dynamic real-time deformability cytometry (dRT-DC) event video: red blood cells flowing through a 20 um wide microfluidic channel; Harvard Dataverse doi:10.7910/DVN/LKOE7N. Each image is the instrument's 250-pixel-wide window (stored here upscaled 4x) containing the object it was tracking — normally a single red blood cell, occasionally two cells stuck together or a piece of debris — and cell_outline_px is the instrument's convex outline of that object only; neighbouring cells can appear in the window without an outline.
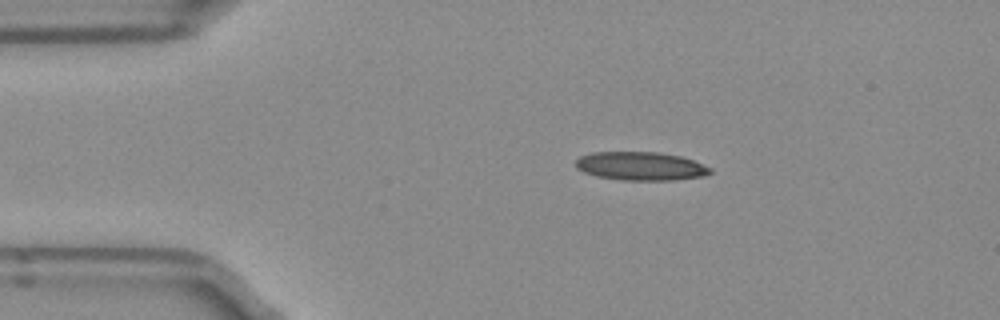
{"species": "Egyptian fruit bat (a non-hibernating species)", "species_latin": "Rousettus aegyptiacus", "temperature_condition": "room temperature", "stored_images_in_passage": 48, "camera_frame_rate_fps": 3000, "um_per_image_px": 0.085, "frame": {"image": 1, "passage_image": 7, "time_ms": 2.0, "image_size_px": [1000, 320], "cell_outline_px": [[712, 172], [700, 176], [672, 180], [624, 180], [600, 176], [584, 172], [576, 168], [576, 160], [580, 156], [592, 152], [656, 152], [680, 156], [692, 160], [712, 168]], "centroid_in_image_um": [54.44, 14.11], "position_along_channel_um": 30.6, "area_um2": 22.02}}
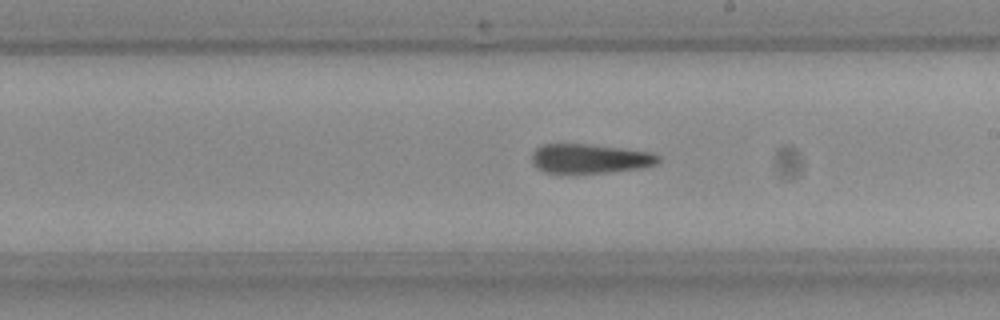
{"frame": {"image": 2, "passage_image": 26, "time_ms": 8.333, "image_size_px": [1000, 320], "cell_outline_px": [[660, 160], [656, 164], [640, 168], [608, 172], [560, 176], [544, 172], [536, 168], [532, 164], [532, 152], [536, 148], [544, 144], [584, 144], [648, 152], [660, 156]], "centroid_in_image_um": [50.02, 13.53], "position_along_channel_um": 239.0, "area_um2": 22.08}}
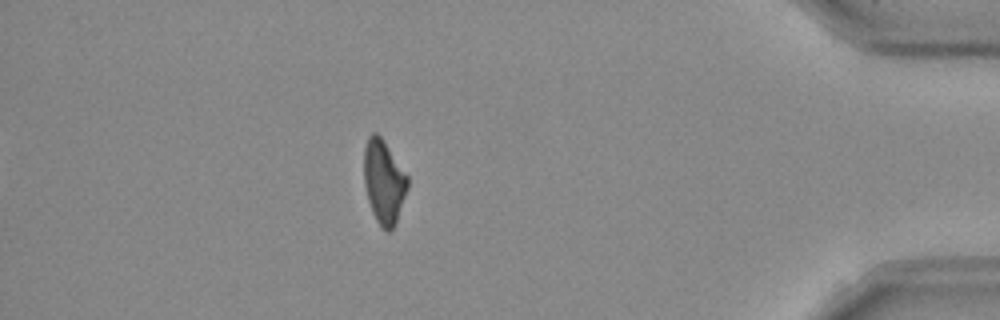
{"frame": {"image": 3, "passage_image": 42, "time_ms": 13.667, "image_size_px": [1000, 320], "cell_outline_px": [[408, 188], [396, 220], [392, 228], [388, 232], [384, 232], [380, 228], [372, 212], [368, 200], [364, 184], [364, 148], [368, 136], [372, 132], [376, 132], [380, 136], [408, 176]], "centroid_in_image_um": [32.61, 15.46], "position_along_channel_um": 402.6, "area_um2": 21.15}, "authors_computed_cell_mechanics": {"area_um2": 21.964, "velocity_mm_per_s": 3.9759, "shape_relaxation_time_tau1_ms": 9.6248, "shape_relaxation_time_tau2_ms": 3.8279, "deformation_change_tau1": 0.2274, "deformation_change_tau2": 0.1461}}